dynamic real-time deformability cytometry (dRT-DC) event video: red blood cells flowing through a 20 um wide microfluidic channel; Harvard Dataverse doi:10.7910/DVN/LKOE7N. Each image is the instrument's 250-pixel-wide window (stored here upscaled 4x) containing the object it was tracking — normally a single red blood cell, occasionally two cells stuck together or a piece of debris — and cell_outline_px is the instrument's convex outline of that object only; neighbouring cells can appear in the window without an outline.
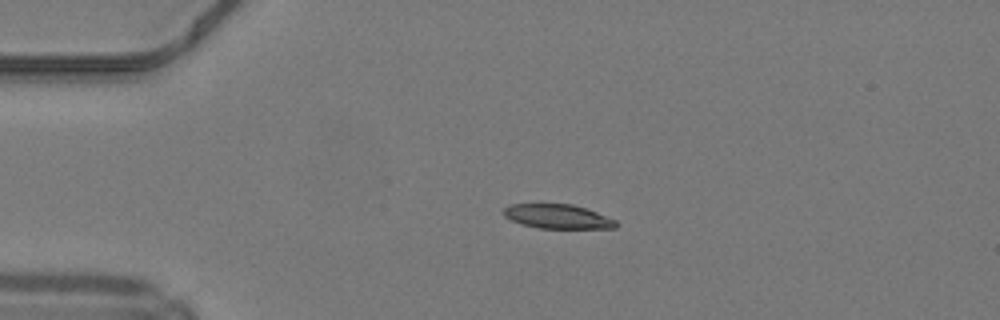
{"species": "common noctule bat (a hibernating species)", "species_latin": "Nyctalus noctula", "temperature_condition": "warm", "stored_images_in_passage": 38, "camera_frame_rate_fps": 3000, "um_per_image_px": 0.085, "animal": {"sex": "male", "body_mass_g": 19.2, "forearm_length_mm": 51.8}, "frame": {"image": 1, "passage_image": 1, "time_ms": 0.0, "image_size_px": [1000, 320], "cell_outline_px": [[616, 228], [540, 228], [524, 224], [512, 220], [504, 216], [504, 208], [508, 204], [572, 204], [596, 212], [616, 220]], "centroid_in_image_um": [47.39, 18.39], "position_along_channel_um": 37.6, "area_um2": 15.61}}
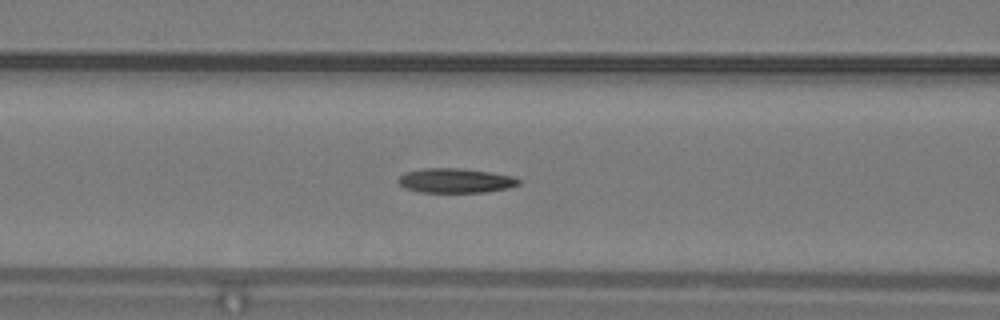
{"frame": {"image": 2, "passage_image": 10, "time_ms": 3.0, "image_size_px": [1000, 320], "cell_outline_px": [[520, 184], [508, 188], [488, 192], [420, 192], [404, 188], [396, 180], [404, 172], [424, 168], [460, 168], [488, 172], [512, 176], [520, 180]], "centroid_in_image_um": [38.68, 15.35], "position_along_channel_um": 127.9, "area_um2": 17.22}}
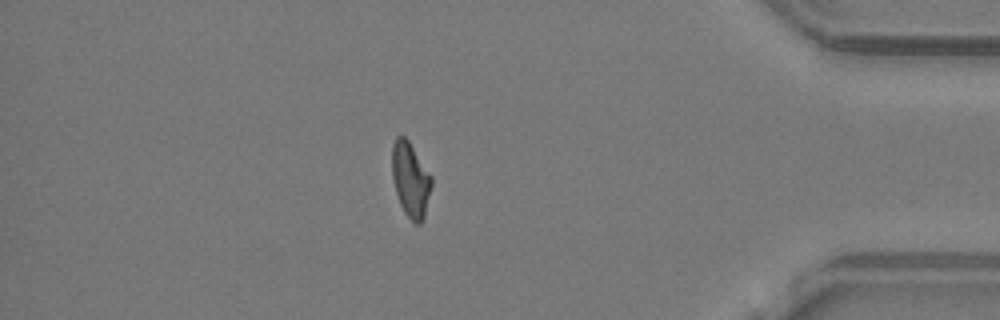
{"frame": {"image": 3, "passage_image": 32, "time_ms": 10.333, "image_size_px": [1000, 320], "cell_outline_px": [[432, 184], [424, 216], [420, 224], [416, 224], [404, 212], [400, 204], [396, 192], [392, 176], [392, 144], [396, 136], [404, 136], [408, 140], [432, 176]], "centroid_in_image_um": [34.89, 15.25], "position_along_channel_um": 400.3, "area_um2": 17.05}, "authors_computed_cell_mechanics": {"area_um2": 17.2244, "velocity_mm_per_s": 4.2411, "shape_relaxation_time_tau1_ms": null, "shape_relaxation_time_tau2_ms": 4.3999, "deformation_change_tau1": null, "deformation_change_tau2": 0.1243}}